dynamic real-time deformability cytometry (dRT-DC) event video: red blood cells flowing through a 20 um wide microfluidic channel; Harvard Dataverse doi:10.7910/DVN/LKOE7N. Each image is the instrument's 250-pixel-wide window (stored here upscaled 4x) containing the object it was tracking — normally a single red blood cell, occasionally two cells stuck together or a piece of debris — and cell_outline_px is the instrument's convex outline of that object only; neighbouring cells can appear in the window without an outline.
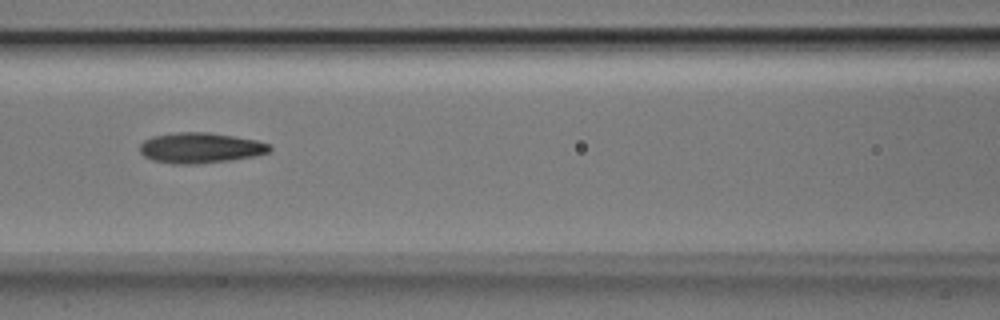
{"species": "Egyptian fruit bat (a non-hibernating species)", "species_latin": "Rousettus aegyptiacus", "temperature_condition": "room temperature", "stored_images_in_passage": 3, "camera_frame_rate_fps": 3000, "um_per_image_px": 0.085, "animal": {"sex": "male"}, "frame": {"image": 1, "passage_image": 3, "time_ms": 0.667, "image_size_px": [1000, 320], "cell_outline_px": [[272, 148], [268, 152], [256, 156], [228, 160], [196, 164], [172, 164], [152, 160], [144, 156], [140, 152], [140, 144], [144, 140], [152, 136], [176, 132], [208, 132], [236, 136], [256, 140], [268, 144]], "centroid_in_image_um": [17.01, 12.56], "position_along_channel_um": 149.6, "area_um2": 23.12}}